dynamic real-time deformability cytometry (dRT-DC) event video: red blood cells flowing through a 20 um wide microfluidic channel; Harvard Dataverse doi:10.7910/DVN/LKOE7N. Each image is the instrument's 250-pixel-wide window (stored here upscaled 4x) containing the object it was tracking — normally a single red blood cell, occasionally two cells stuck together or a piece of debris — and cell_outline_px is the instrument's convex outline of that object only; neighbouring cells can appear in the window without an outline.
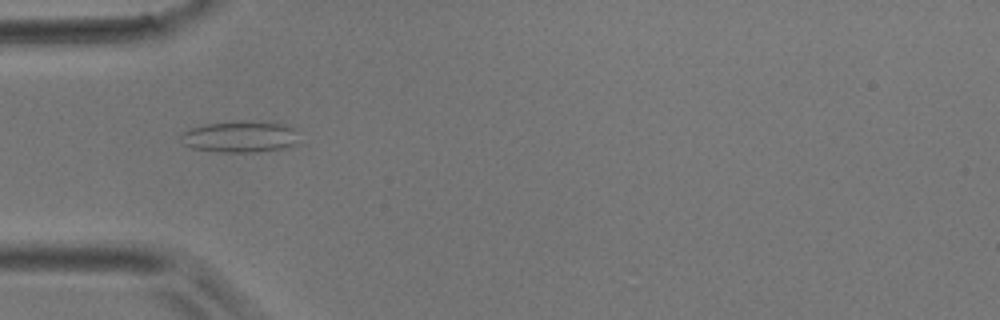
{"species": "common noctule bat (a hibernating species)", "species_latin": "Nyctalus noctula", "temperature_condition": "room temperature", "stored_images_in_passage": 4, "camera_frame_rate_fps": 3000, "um_per_image_px": 0.085, "animal": {"sex": "male", "body_mass_g": 17.9}, "frame": {"image": 1, "passage_image": 4, "time_ms": 1.0, "image_size_px": [1000, 320], "cell_outline_px": [[300, 144], [288, 148], [256, 152], [224, 152], [192, 148], [184, 144], [180, 136], [184, 132], [192, 128], [204, 124], [236, 120], [260, 120], [288, 124], [300, 128]], "centroid_in_image_um": [20.6, 11.59], "position_along_channel_um": 64.4, "area_um2": 22.72}}